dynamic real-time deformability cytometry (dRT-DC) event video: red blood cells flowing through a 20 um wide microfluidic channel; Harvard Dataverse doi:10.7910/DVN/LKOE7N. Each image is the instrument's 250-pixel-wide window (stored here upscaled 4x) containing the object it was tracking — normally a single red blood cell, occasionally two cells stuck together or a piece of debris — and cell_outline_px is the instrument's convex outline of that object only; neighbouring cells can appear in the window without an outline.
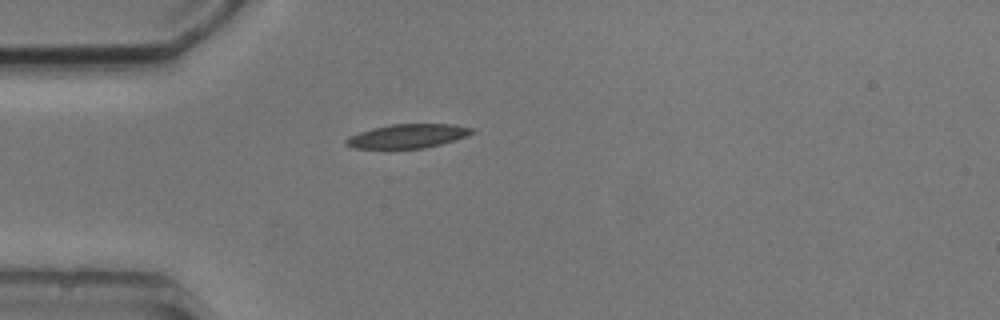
{"species": "common noctule bat (a hibernating species)", "species_latin": "Nyctalus noctula", "temperature_condition": "cold", "stored_images_in_passage": 2, "camera_frame_rate_fps": 3000, "um_per_image_px": 0.085, "animal": {"sex": "male", "body_mass_g": 20.5, "forearm_length_mm": 52.5}, "frame": {"image": 1, "passage_image": 1, "time_ms": 0.0, "image_size_px": [1000, 320], "cell_outline_px": [[476, 132], [440, 144], [424, 148], [388, 152], [352, 148], [344, 144], [344, 140], [348, 136], [372, 128], [392, 124], [452, 124], [476, 128]], "centroid_in_image_um": [34.54, 11.62], "position_along_channel_um": 50.5, "area_um2": 18.55}}